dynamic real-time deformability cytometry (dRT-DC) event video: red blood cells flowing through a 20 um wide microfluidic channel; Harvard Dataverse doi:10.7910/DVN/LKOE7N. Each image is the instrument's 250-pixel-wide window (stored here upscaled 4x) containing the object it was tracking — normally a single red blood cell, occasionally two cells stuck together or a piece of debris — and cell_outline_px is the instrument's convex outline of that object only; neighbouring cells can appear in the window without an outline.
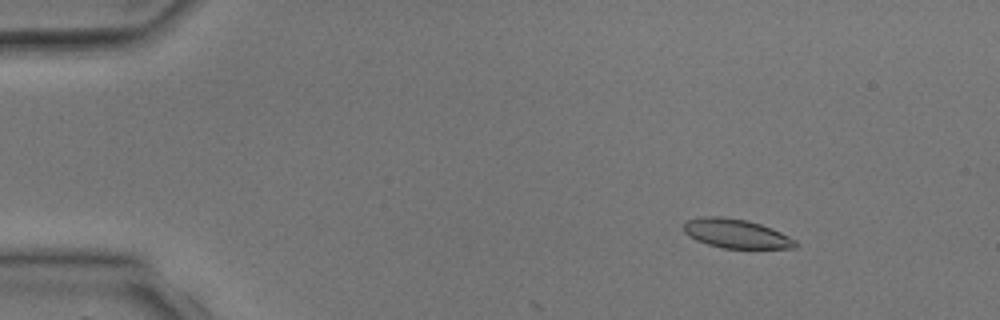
{"species": "common noctule bat (a hibernating species)", "species_latin": "Nyctalus noctula", "temperature_condition": "room temperature", "stored_images_in_passage": 3, "camera_frame_rate_fps": 3000, "um_per_image_px": 0.085, "animal": {"sex": "male", "body_mass_g": 17.9, "forearm_length_mm": 54.2}, "frame": {"image": 1, "passage_image": 2, "time_ms": 1.333, "image_size_px": [1000, 320], "cell_outline_px": [[796, 248], [724, 248], [708, 244], [696, 240], [688, 236], [684, 232], [684, 224], [688, 220], [704, 216], [720, 216], [748, 220], [772, 228], [796, 240]], "centroid_in_image_um": [62.56, 19.85], "position_along_channel_um": 22.4, "area_um2": 18.84}}